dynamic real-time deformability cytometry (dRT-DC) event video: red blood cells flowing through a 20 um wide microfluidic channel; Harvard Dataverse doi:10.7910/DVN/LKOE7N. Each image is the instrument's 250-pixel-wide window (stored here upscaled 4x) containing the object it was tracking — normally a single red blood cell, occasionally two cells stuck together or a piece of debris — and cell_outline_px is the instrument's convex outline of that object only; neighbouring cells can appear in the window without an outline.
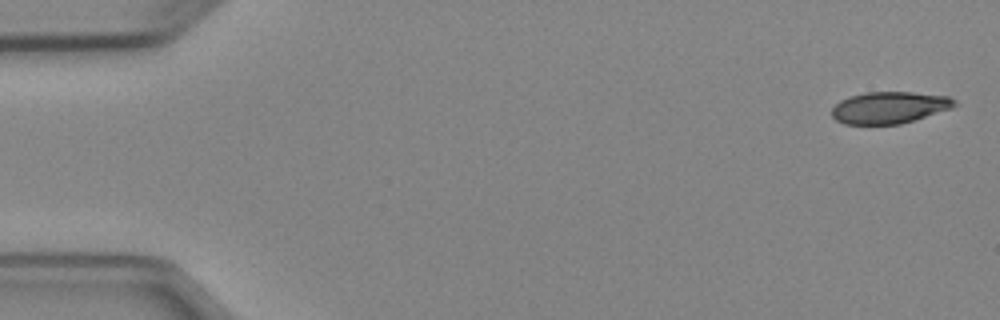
{"species": "Egyptian fruit bat (a non-hibernating species)", "species_latin": "Rousettus aegyptiacus", "temperature_condition": "cold", "stored_images_in_passage": 4, "camera_frame_rate_fps": 3000, "um_per_image_px": 0.085, "animal": {"sex": "female"}, "frame": {"image": 1, "passage_image": 1, "time_ms": 0.0, "image_size_px": [1000, 320], "cell_outline_px": [[960, 104], [952, 108], [900, 124], [844, 124], [836, 120], [832, 116], [832, 108], [840, 100], [848, 96], [868, 92], [912, 92], [948, 96], [956, 100]], "centroid_in_image_um": [75.61, 9.13], "position_along_channel_um": 9.4, "area_um2": 22.77}}
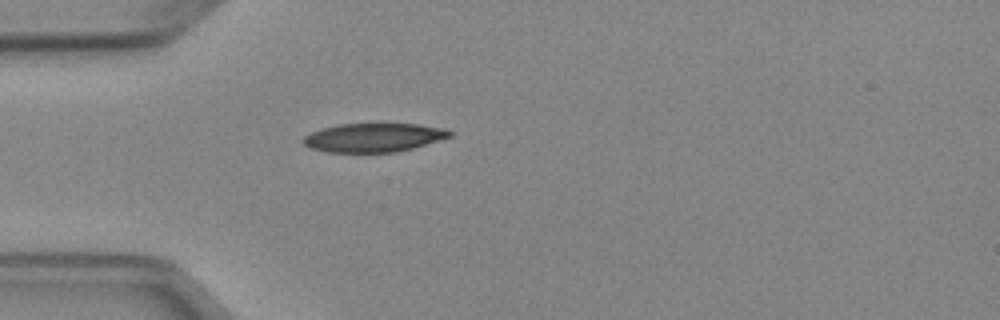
{"frame": {"image": 2, "passage_image": 4, "time_ms": 4.333, "image_size_px": [1000, 320], "cell_outline_px": [[452, 136], [412, 148], [396, 152], [328, 152], [312, 148], [304, 144], [300, 140], [304, 136], [320, 128], [336, 124], [416, 124], [444, 128], [452, 132]], "centroid_in_image_um": [31.72, 11.69], "position_along_channel_um": 53.3, "area_um2": 24.45}}